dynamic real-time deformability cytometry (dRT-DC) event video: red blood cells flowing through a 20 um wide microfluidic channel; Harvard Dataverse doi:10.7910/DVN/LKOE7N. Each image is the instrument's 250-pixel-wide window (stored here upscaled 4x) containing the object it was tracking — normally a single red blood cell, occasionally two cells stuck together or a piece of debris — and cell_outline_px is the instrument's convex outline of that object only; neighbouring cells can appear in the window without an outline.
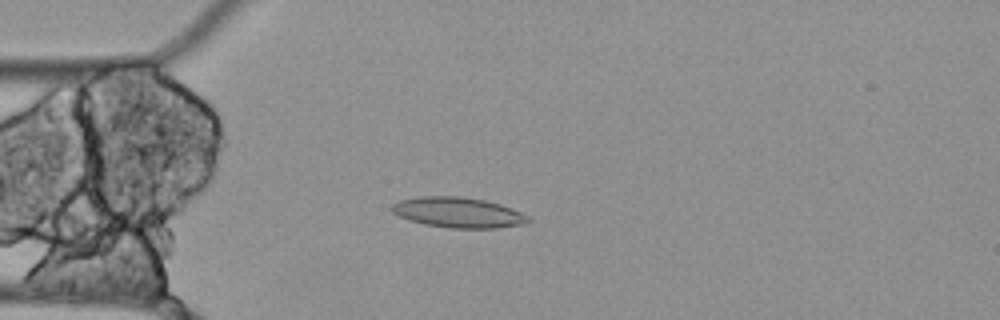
{"species": "Egyptian fruit bat (a non-hibernating species)", "species_latin": "Rousettus aegyptiacus", "temperature_condition": "cold", "stored_images_in_passage": 7, "camera_frame_rate_fps": 3000, "um_per_image_px": 0.085, "animal": {"sex": "female"}, "frame": {"image": 1, "passage_image": 1, "time_ms": 0.0, "image_size_px": [1000, 320], "cell_outline_px": [[532, 220], [528, 224], [496, 228], [448, 228], [424, 224], [408, 220], [392, 212], [388, 208], [392, 204], [400, 200], [420, 196], [460, 196], [484, 200], [500, 204], [520, 212], [528, 216]], "centroid_in_image_um": [38.94, 18.07], "position_along_channel_um": 46.1, "area_um2": 24.33}}
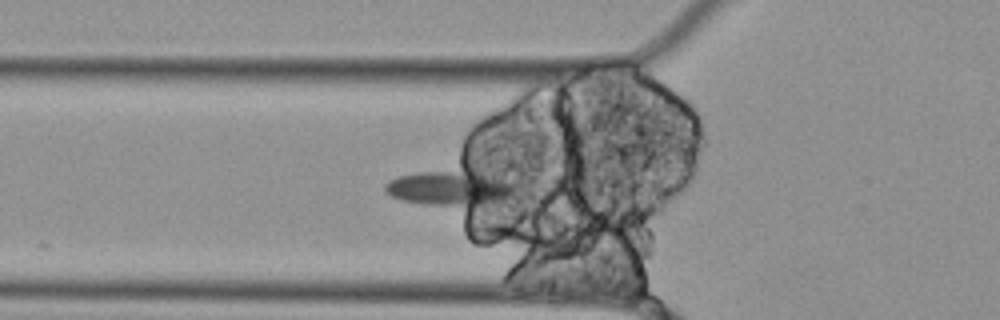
{"frame": {"image": 2, "passage_image": 5, "time_ms": 1.333, "image_size_px": [1000, 320], "cell_outline_px": [[516, 192], [512, 196], [500, 200], [472, 208], [420, 204], [400, 200], [384, 192], [384, 184], [388, 180], [400, 176], [420, 172], [480, 168], [516, 184]], "centroid_in_image_um": [38.33, 15.98], "position_along_channel_um": 87.5, "area_um2": 27.98}}